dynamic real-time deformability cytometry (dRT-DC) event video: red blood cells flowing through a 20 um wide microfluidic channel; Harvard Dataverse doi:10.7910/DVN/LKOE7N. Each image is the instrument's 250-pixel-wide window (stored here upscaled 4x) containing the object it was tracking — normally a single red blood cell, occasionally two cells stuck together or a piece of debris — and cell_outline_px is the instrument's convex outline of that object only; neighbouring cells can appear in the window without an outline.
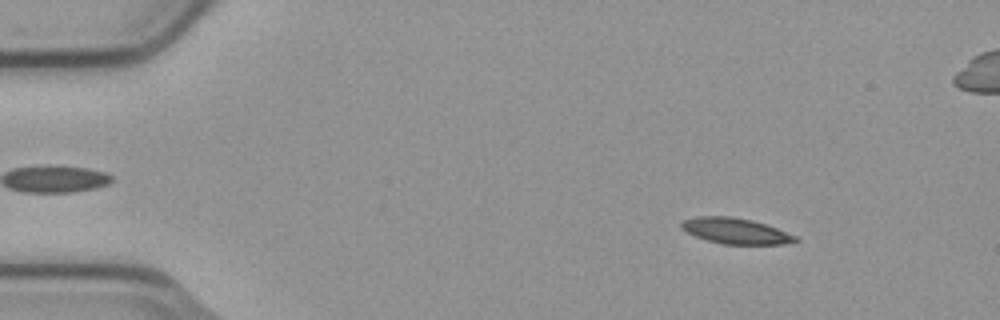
{"species": "common noctule bat (a hibernating species)", "species_latin": "Nyctalus noctula", "temperature_condition": "cold", "stored_images_in_passage": 8, "camera_frame_rate_fps": 3000, "um_per_image_px": 0.085, "animal": {"sex": "male", "body_mass_g": 23.1, "forearm_length_mm": 52.7}, "frame": {"image": 1, "passage_image": 2, "time_ms": 0.333, "image_size_px": [1000, 320], "cell_outline_px": [[800, 240], [784, 244], [724, 244], [708, 240], [696, 236], [680, 228], [680, 224], [684, 220], [696, 216], [732, 216], [752, 220], [776, 228], [796, 236]], "centroid_in_image_um": [62.52, 19.62], "position_along_channel_um": 22.5, "area_um2": 16.94}}
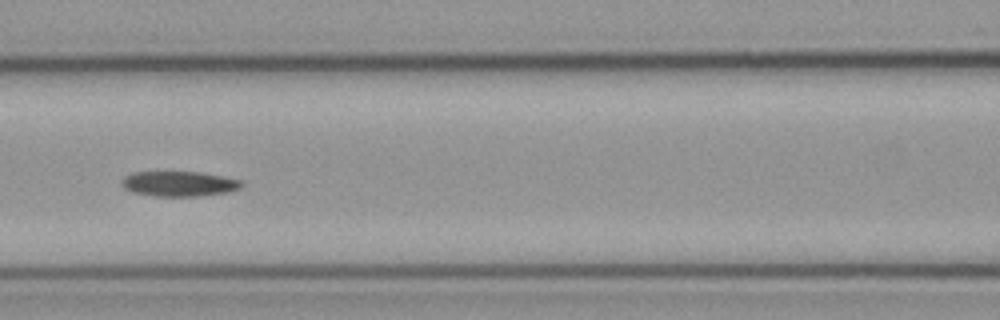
{"frame": {"image": 2, "passage_image": 7, "time_ms": 2.0, "image_size_px": [1000, 320], "cell_outline_px": [[244, 184], [240, 188], [228, 192], [200, 196], [156, 196], [132, 192], [124, 188], [120, 184], [120, 180], [124, 176], [132, 172], [200, 172], [240, 180]], "centroid_in_image_um": [15.18, 15.62], "position_along_channel_um": 151.4, "area_um2": 17.57}}
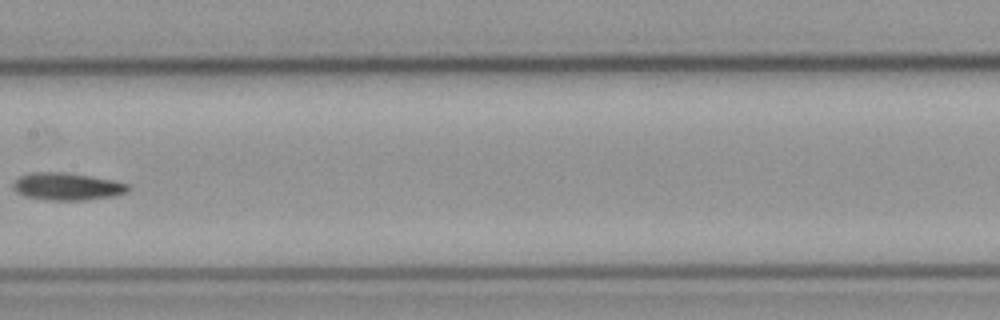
{"frame": {"image": 3, "passage_image": 8, "time_ms": 2.333, "image_size_px": [1000, 320], "cell_outline_px": [[132, 188], [128, 192], [112, 196], [88, 200], [44, 200], [24, 196], [16, 192], [12, 188], [12, 180], [20, 176], [32, 172], [64, 172], [116, 180], [128, 184]], "centroid_in_image_um": [5.69, 15.85], "position_along_channel_um": 201.7, "area_um2": 18.73}}